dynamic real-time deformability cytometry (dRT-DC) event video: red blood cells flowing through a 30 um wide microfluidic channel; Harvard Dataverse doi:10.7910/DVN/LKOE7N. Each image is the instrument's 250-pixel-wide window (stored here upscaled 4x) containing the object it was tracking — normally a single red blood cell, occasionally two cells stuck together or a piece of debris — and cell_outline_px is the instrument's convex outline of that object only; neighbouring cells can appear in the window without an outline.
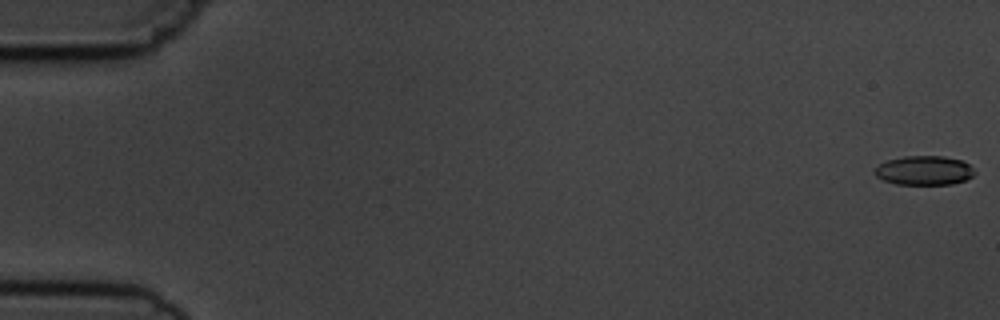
{"species": "common noctule bat (a hibernating species)", "species_latin": "Nyctalus noctula", "temperature_condition": "cold", "stored_images_in_passage": 6, "segment_of_instrument_passage": [1, 2], "camera_frame_rate_fps": 3000, "um_per_image_px": 0.085, "animal": {"sex": "male", "body_mass_g": 19.5, "forearm_length_mm": 54.6}, "frame": {"image": 1, "passage_image": 1, "time_ms": 0.0, "image_size_px": [1000, 320], "cell_outline_px": [[976, 172], [972, 176], [964, 180], [952, 184], [896, 184], [884, 180], [876, 176], [872, 172], [880, 164], [888, 160], [904, 156], [944, 156], [960, 160], [968, 164]], "centroid_in_image_um": [78.54, 14.49], "position_along_channel_um": 6.5, "area_um2": 16.88}}
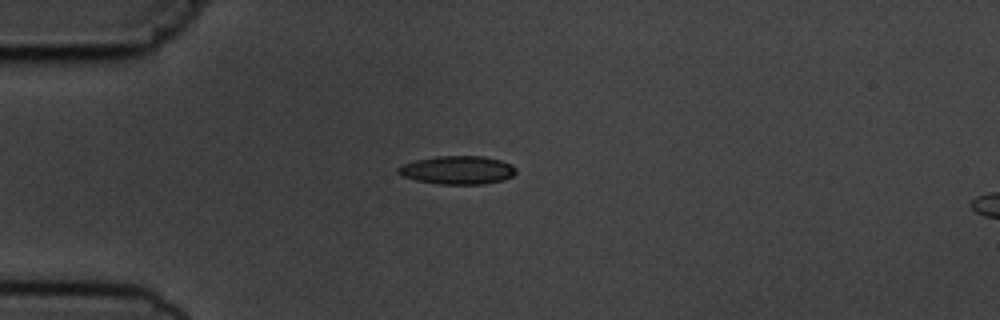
{"frame": {"image": 2, "passage_image": 5, "time_ms": 4.667, "image_size_px": [1000, 320], "cell_outline_px": [[516, 172], [512, 176], [504, 180], [484, 184], [436, 184], [416, 180], [404, 176], [396, 172], [396, 168], [404, 164], [416, 160], [436, 156], [484, 156], [500, 160], [512, 164], [516, 168]], "centroid_in_image_um": [38.91, 14.46], "position_along_channel_um": 46.1, "area_um2": 19.54}}